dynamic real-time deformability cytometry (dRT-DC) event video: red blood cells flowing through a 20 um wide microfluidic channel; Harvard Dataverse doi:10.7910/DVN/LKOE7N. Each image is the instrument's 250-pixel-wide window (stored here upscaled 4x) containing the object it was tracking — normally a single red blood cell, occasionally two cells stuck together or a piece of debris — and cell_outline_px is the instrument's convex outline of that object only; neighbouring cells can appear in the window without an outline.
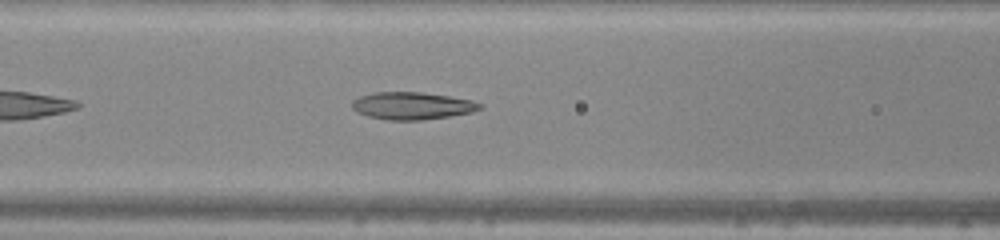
{"species": "common noctule bat (a hibernating species)", "species_latin": "Nyctalus noctula", "temperature_condition": "warm", "stored_images_in_passage": 29, "camera_frame_rate_fps": 3000, "um_per_image_px": 0.085, "animal": {"sex": "male", "body_mass_g": 20.0, "forearm_length_mm": 53.3}, "frame": {"image": 1, "passage_image": 8, "time_ms": 2.333, "image_size_px": [1000, 240], "cell_outline_px": [[484, 108], [472, 112], [448, 116], [420, 120], [388, 120], [368, 116], [356, 112], [352, 108], [352, 100], [360, 96], [376, 92], [420, 92], [448, 96], [472, 100], [484, 104]], "centroid_in_image_um": [35.04, 8.99], "position_along_channel_um": 131.6, "area_um2": 20.4}}
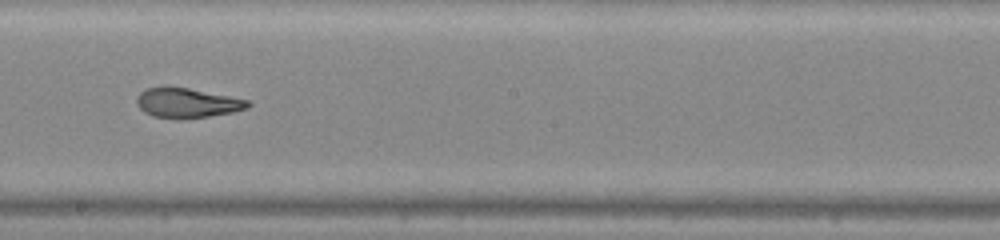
{"frame": {"image": 2, "passage_image": 15, "time_ms": 4.667, "image_size_px": [1000, 240], "cell_outline_px": [[252, 104], [248, 108], [232, 112], [208, 116], [152, 116], [144, 112], [136, 104], [136, 96], [144, 88], [188, 88], [248, 100]], "centroid_in_image_um": [15.9, 8.72], "position_along_channel_um": 232.3, "area_um2": 18.32}}
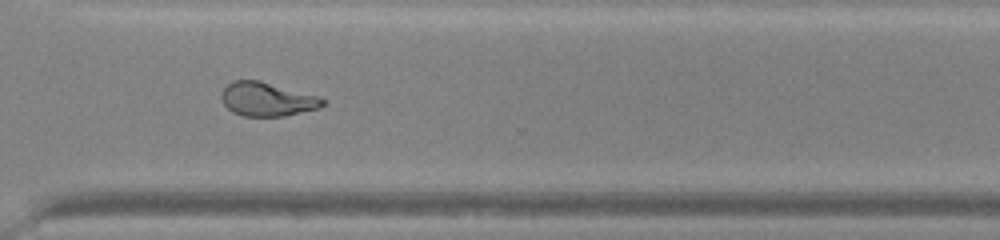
{"frame": {"image": 3, "passage_image": 23, "time_ms": 7.333, "image_size_px": [1000, 240], "cell_outline_px": [[328, 104], [320, 108], [284, 116], [244, 116], [232, 112], [220, 100], [220, 92], [232, 80], [260, 80], [320, 96], [328, 100]], "centroid_in_image_um": [22.74, 8.43], "position_along_channel_um": 347.9, "area_um2": 20.4}, "authors_computed_cell_mechanics": {"area_um2": 20.3456, "velocity_mm_per_s": 4.3244, "shape_relaxation_time_tau1_ms": null, "shape_relaxation_time_tau2_ms": 1.6037, "deformation_change_tau1": null, "deformation_change_tau2": 0.0827}}